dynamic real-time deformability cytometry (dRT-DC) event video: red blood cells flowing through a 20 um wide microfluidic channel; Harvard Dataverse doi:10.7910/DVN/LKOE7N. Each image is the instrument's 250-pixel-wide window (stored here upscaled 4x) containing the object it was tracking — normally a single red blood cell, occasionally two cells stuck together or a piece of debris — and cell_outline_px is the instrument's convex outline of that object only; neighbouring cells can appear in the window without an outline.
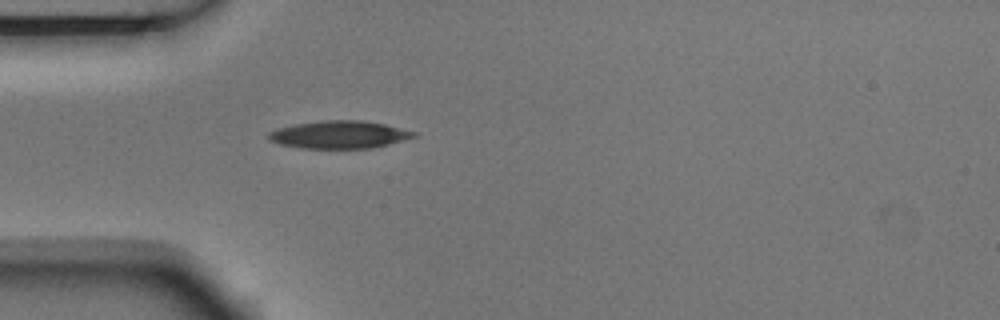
{"species": "Egyptian fruit bat (a non-hibernating species)", "species_latin": "Rousettus aegyptiacus", "temperature_condition": "room temperature", "stored_images_in_passage": 1, "camera_frame_rate_fps": 3000, "um_per_image_px": 0.085, "animal": {"sex": "male"}, "frame": {"image": 1, "passage_image": 1, "time_ms": 0.0, "image_size_px": [1000, 320], "cell_outline_px": [[416, 136], [388, 144], [372, 148], [300, 148], [280, 144], [272, 140], [268, 136], [268, 132], [276, 128], [296, 124], [324, 120], [360, 120], [384, 124], [416, 132]], "centroid_in_image_um": [28.81, 11.44], "position_along_channel_um": 56.2, "area_um2": 23.12}}